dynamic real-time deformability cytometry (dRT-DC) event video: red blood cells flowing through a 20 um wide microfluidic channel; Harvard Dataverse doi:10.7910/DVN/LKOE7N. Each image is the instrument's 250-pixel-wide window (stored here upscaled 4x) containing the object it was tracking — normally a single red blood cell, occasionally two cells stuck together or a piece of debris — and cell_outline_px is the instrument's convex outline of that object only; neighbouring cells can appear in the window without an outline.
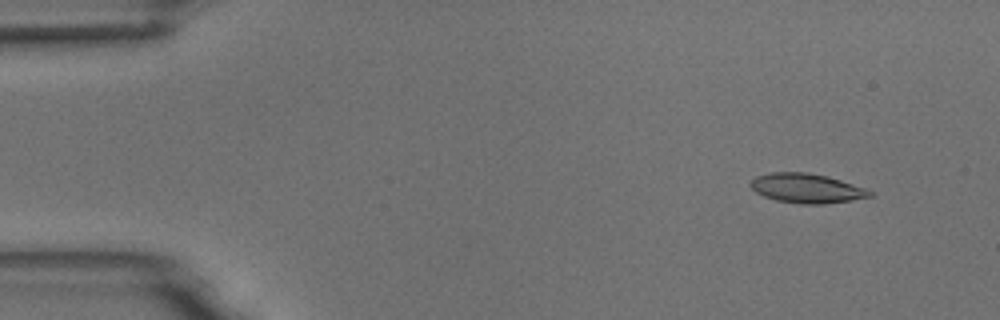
{"species": "common noctule bat (a hibernating species)", "species_latin": "Nyctalus noctula", "temperature_condition": "room temperature", "stored_images_in_passage": 5, "camera_frame_rate_fps": 3000, "um_per_image_px": 0.085, "animal": {"sex": "male", "body_mass_g": 18.8}, "frame": {"image": 1, "passage_image": 2, "time_ms": 1.333, "image_size_px": [1000, 320], "cell_outline_px": [[872, 196], [852, 200], [824, 204], [800, 204], [776, 200], [764, 196], [756, 192], [748, 184], [756, 176], [772, 172], [808, 172], [828, 176], [864, 188], [872, 192]], "centroid_in_image_um": [68.54, 16.0], "position_along_channel_um": 16.5, "area_um2": 20.4}}
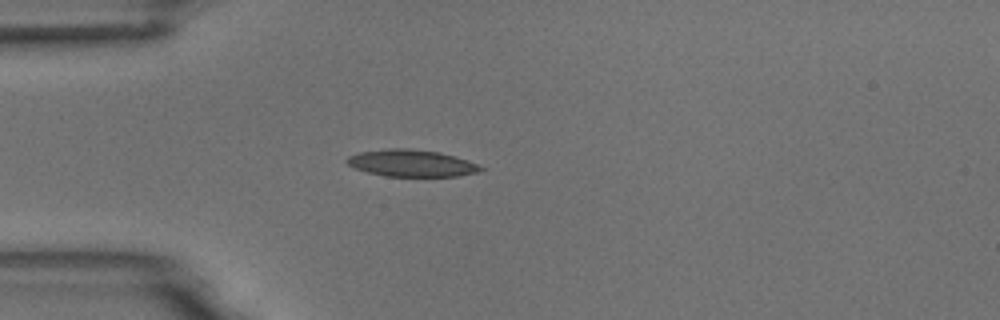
{"frame": {"image": 2, "passage_image": 5, "time_ms": 4.667, "image_size_px": [1000, 320], "cell_outline_px": [[484, 168], [476, 172], [456, 176], [384, 176], [368, 172], [356, 168], [348, 164], [344, 160], [348, 156], [360, 152], [388, 148], [408, 148], [440, 152], [468, 160]], "centroid_in_image_um": [34.94, 13.86], "position_along_channel_um": 50.1, "area_um2": 20.81}}